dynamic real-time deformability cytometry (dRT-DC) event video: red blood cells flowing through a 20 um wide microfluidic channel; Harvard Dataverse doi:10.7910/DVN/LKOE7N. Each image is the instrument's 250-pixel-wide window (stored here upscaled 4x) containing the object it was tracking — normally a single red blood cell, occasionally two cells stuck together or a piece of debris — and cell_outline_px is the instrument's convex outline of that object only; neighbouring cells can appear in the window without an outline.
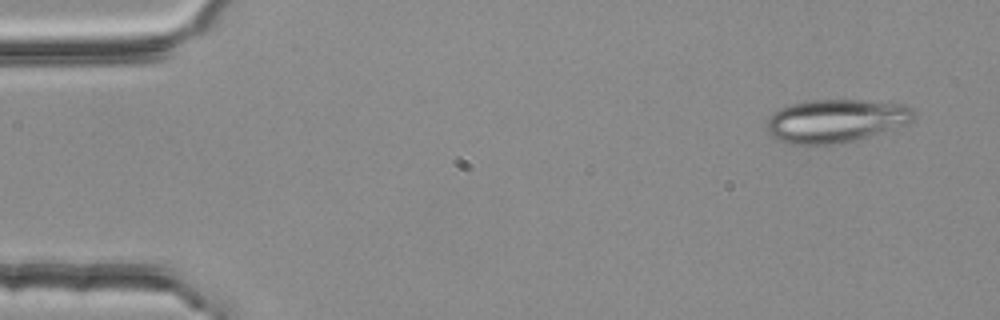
{"species": "common noctule bat (a hibernating species)", "species_latin": "Nyctalus noctula", "temperature_condition": "room temperature", "stored_images_in_passage": 4, "camera_frame_rate_fps": 3000, "um_per_image_px": 0.085, "animal": {"sex": "female", "body_mass_g": 25.1}, "frame": {"image": 1, "passage_image": 1, "time_ms": 0.0, "image_size_px": [1000, 320], "cell_outline_px": [[916, 116], [912, 120], [904, 124], [856, 140], [836, 144], [784, 144], [772, 136], [768, 132], [768, 120], [780, 108], [792, 104], [812, 100], [860, 100], [908, 104], [916, 112]], "centroid_in_image_um": [71.06, 10.27], "position_along_channel_um": 13.9, "area_um2": 36.76}}